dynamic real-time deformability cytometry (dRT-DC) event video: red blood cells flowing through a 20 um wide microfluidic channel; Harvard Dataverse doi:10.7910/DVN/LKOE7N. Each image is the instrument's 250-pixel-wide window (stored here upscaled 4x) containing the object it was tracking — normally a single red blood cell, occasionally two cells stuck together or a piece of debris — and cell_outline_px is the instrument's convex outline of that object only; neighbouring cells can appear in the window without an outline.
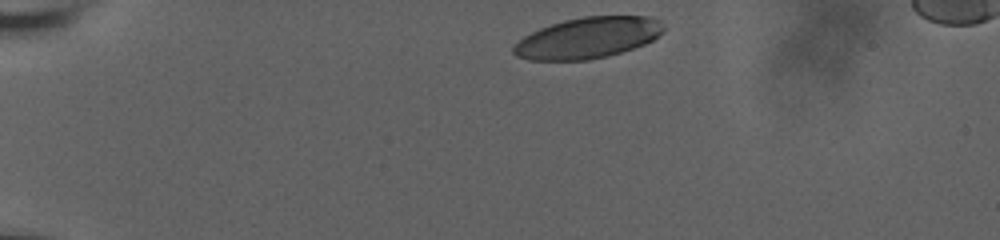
{"species": "human", "species_latin": "Homo sapiens", "temperature_condition": "room temperature", "stored_images_in_passage": 38, "camera_frame_rate_fps": 3000, "um_per_image_px": 0.085, "donor": {"sex": "male"}, "frame": {"image": 1, "passage_image": 1, "time_ms": 0.0, "image_size_px": [1000, 240], "cell_outline_px": [[664, 28], [652, 40], [644, 44], [620, 52], [588, 60], [528, 60], [516, 56], [512, 52], [512, 48], [524, 36], [540, 28], [564, 20], [584, 16], [648, 16], [660, 20]], "centroid_in_image_um": [49.94, 3.21], "position_along_channel_um": 35.1, "area_um2": 35.49}}
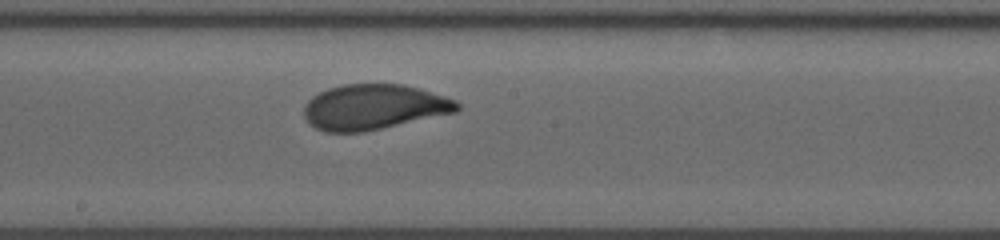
{"frame": {"image": 2, "passage_image": 22, "time_ms": 7.0, "image_size_px": [1000, 240], "cell_outline_px": [[460, 108], [456, 112], [364, 132], [324, 132], [308, 124], [304, 116], [304, 104], [312, 96], [328, 88], [344, 84], [404, 84], [420, 88], [456, 100], [460, 104]], "centroid_in_image_um": [31.75, 9.1], "position_along_channel_um": 216.4, "area_um2": 40.58}}
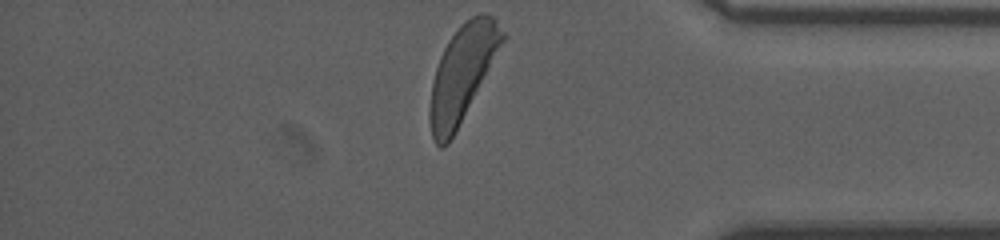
{"frame": {"image": 3, "passage_image": 38, "time_ms": 12.333, "image_size_px": [1000, 240], "cell_outline_px": [[508, 36], [448, 144], [444, 148], [440, 148], [436, 144], [432, 136], [428, 120], [428, 112], [432, 80], [440, 56], [448, 40], [460, 24], [472, 16], [480, 12], [484, 12], [492, 16], [496, 20]], "centroid_in_image_um": [39.29, 6.21], "position_along_channel_um": 395.9, "area_um2": 40.58}, "authors_computed_cell_mechanics": {"area_um2": 40.5756, "velocity_mm_per_s": 3.6968, "shape_relaxation_time_tau1_ms": 4.0801, "shape_relaxation_time_tau2_ms": 0.935, "deformation_change_tau1": 0.1652, "deformation_change_tau2": 0.0619}}